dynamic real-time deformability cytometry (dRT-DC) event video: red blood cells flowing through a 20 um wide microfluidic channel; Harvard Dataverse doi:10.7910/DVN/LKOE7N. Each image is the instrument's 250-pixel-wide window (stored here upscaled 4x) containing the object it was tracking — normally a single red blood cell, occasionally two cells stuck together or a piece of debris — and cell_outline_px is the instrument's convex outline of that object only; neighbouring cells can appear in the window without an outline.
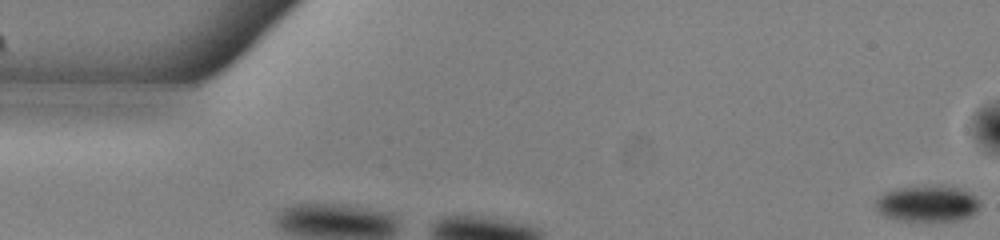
{"species": "common noctule bat (a hibernating species)", "species_latin": "Nyctalus noctula", "temperature_condition": "warm", "stored_images_in_passage": 46, "camera_frame_rate_fps": 3000, "um_per_image_px": 0.085, "animal": {"sex": "male", "body_mass_g": 13.0, "forearm_length_mm": 53.1}, "frame": {"image": 1, "passage_image": 1, "time_ms": 0.0, "image_size_px": [1000, 240], "cell_outline_px": [[980, 204], [976, 212], [972, 216], [960, 220], [900, 220], [884, 216], [876, 208], [876, 200], [884, 192], [896, 188], [932, 184], [944, 184], [960, 188], [976, 196], [980, 200]], "centroid_in_image_um": [78.87, 17.27], "position_along_channel_um": 6.1, "area_um2": 22.37}}
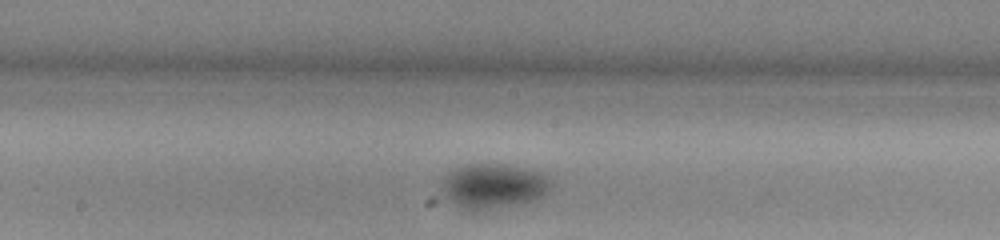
{"frame": {"image": 2, "passage_image": 28, "time_ms": 9.0, "image_size_px": [1000, 240], "cell_outline_px": [[552, 184], [548, 192], [544, 196], [532, 200], [476, 212], [468, 212], [440, 200], [440, 196], [444, 176], [448, 172], [464, 164], [508, 164], [540, 172], [548, 176], [552, 180]], "centroid_in_image_um": [41.84, 15.84], "position_along_channel_um": 206.4, "area_um2": 29.48}}
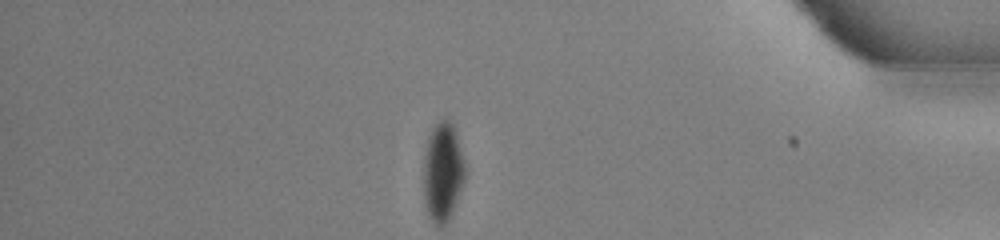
{"frame": {"image": 3, "passage_image": 46, "time_ms": 15.0, "image_size_px": [1000, 240], "cell_outline_px": [[464, 180], [452, 212], [448, 220], [444, 224], [436, 224], [432, 220], [424, 204], [424, 152], [428, 136], [432, 128], [444, 116], [452, 124], [456, 132], [464, 160]], "centroid_in_image_um": [37.62, 14.56], "position_along_channel_um": 397.6, "area_um2": 23.64}, "authors_computed_cell_mechanics": {"area_um2": 25.9522, "velocity_mm_per_s": 3.8522, "shape_relaxation_time_tau1_ms": 5.8098, "shape_relaxation_time_tau2_ms": null, "deformation_change_tau1": 0.1351, "deformation_change_tau2": null}}